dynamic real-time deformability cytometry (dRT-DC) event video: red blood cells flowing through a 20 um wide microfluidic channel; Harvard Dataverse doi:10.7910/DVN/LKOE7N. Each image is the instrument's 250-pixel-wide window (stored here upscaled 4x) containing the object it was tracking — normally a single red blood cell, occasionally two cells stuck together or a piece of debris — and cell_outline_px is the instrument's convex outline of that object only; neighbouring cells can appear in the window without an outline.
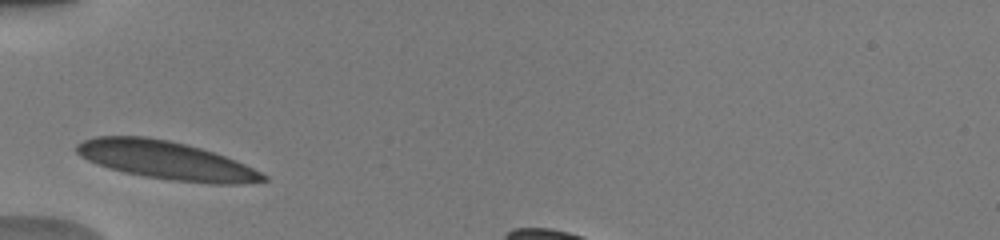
{"species": "human", "species_latin": "Homo sapiens", "temperature_condition": "warm", "stored_images_in_passage": 22, "camera_frame_rate_fps": 3000, "um_per_image_px": 0.085, "donor": {"sex": "male"}, "frame": {"image": 1, "passage_image": 1, "time_ms": 0.0, "image_size_px": [1000, 240], "cell_outline_px": [[268, 180], [240, 184], [212, 184], [172, 180], [144, 176], [124, 172], [108, 168], [96, 164], [80, 156], [76, 152], [76, 144], [84, 140], [96, 136], [144, 136], [168, 140], [200, 148], [236, 160], [268, 176]], "centroid_in_image_um": [14.1, 13.63], "position_along_channel_um": 70.9, "area_um2": 41.33}}
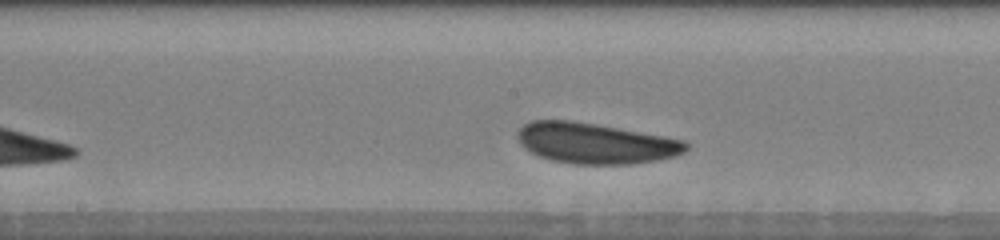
{"frame": {"image": 2, "passage_image": 9, "time_ms": 3.333, "image_size_px": [1000, 240], "cell_outline_px": [[688, 148], [684, 152], [676, 156], [656, 160], [632, 164], [576, 164], [552, 160], [540, 156], [524, 148], [520, 144], [516, 136], [516, 132], [524, 124], [532, 120], [572, 120], [596, 124], [664, 136], [684, 140], [688, 144]], "centroid_in_image_um": [50.6, 12.17], "position_along_channel_um": 197.6, "area_um2": 39.94}}
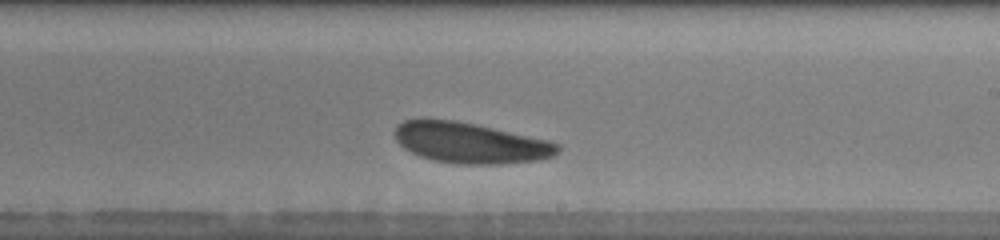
{"frame": {"image": 3, "passage_image": 12, "time_ms": 4.667, "image_size_px": [1000, 240], "cell_outline_px": [[560, 152], [552, 156], [540, 160], [500, 164], [456, 164], [432, 160], [420, 156], [404, 148], [396, 140], [392, 132], [396, 124], [404, 120], [424, 116], [456, 120], [476, 124], [548, 140], [560, 144]], "centroid_in_image_um": [39.9, 12.11], "position_along_channel_um": 249.1, "area_um2": 39.48}, "authors_computed_cell_mechanics": {"area_um2": 39.1306, "velocity_mm_per_s": 3.8644, "shape_relaxation_time_tau1_ms": 1.7488, "shape_relaxation_time_tau2_ms": 1.0928, "deformation_change_tau1": 0.068, "deformation_change_tau2": 0.0451}}